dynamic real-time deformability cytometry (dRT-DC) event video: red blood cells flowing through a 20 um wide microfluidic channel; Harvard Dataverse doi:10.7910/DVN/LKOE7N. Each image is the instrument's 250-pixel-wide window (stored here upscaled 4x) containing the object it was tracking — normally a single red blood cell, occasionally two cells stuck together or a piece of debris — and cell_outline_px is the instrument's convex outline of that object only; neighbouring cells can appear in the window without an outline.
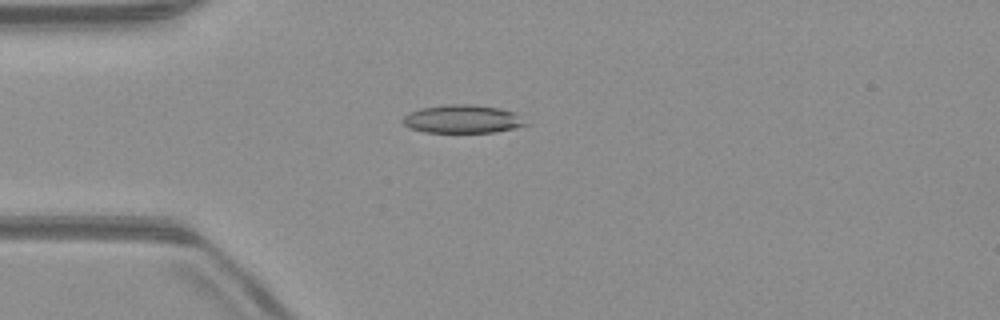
{"species": "common noctule bat (a hibernating species)", "species_latin": "Nyctalus noctula", "temperature_condition": "warm", "stored_images_in_passage": 39, "camera_frame_rate_fps": 3000, "um_per_image_px": 0.085, "animal": {"sex": "male", "body_mass_g": 23.1, "forearm_length_mm": 52.7}, "frame": {"image": 1, "passage_image": 1, "time_ms": 0.0, "image_size_px": [1000, 320], "cell_outline_px": [[532, 124], [492, 132], [424, 132], [412, 128], [404, 124], [404, 116], [408, 112], [420, 108], [452, 104], [468, 104], [500, 108], [512, 112]], "centroid_in_image_um": [39.32, 10.11], "position_along_channel_um": 45.7, "area_um2": 19.94}}
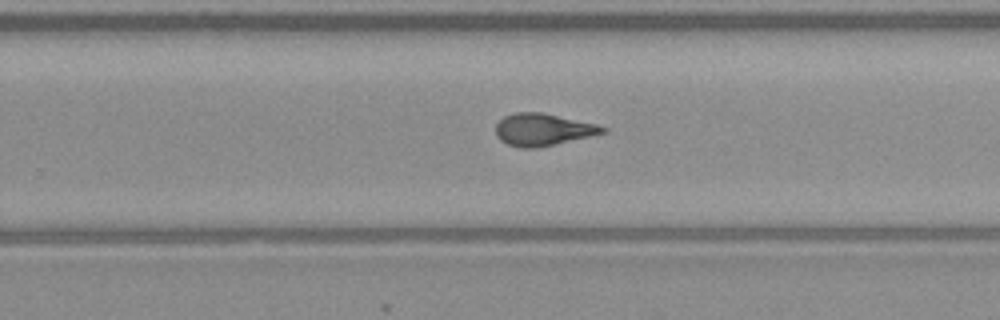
{"frame": {"image": 2, "passage_image": 20, "time_ms": 6.333, "image_size_px": [1000, 320], "cell_outline_px": [[608, 132], [536, 148], [520, 148], [508, 144], [500, 140], [496, 136], [496, 124], [504, 116], [516, 112], [540, 112], [596, 124], [608, 128]], "centroid_in_image_um": [46.13, 11.02], "position_along_channel_um": 283.7, "area_um2": 19.88}}
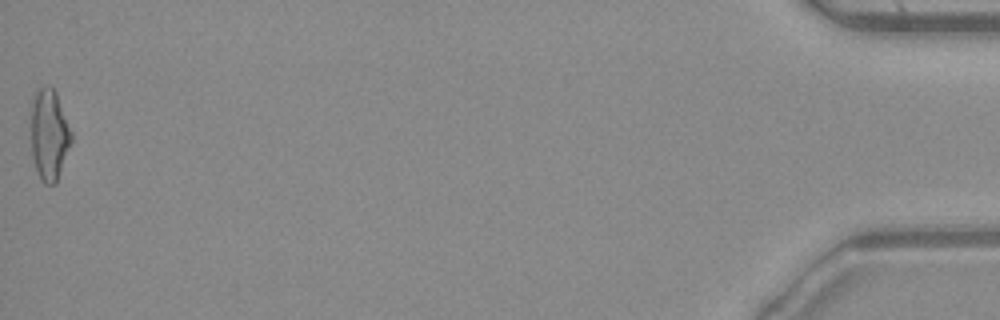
{"frame": {"image": 3, "passage_image": 39, "time_ms": 12.667, "image_size_px": [1000, 320], "cell_outline_px": [[72, 140], [56, 184], [44, 184], [40, 180], [32, 156], [28, 104], [32, 96], [40, 88], [52, 88], [56, 92], [72, 132]], "centroid_in_image_um": [4.13, 11.43], "position_along_channel_um": 431.1, "area_um2": 22.02}, "authors_computed_cell_mechanics": {"area_um2": 19.941, "velocity_mm_per_s": 4.0116, "shape_relaxation_time_tau1_ms": 5.3312, "shape_relaxation_time_tau2_ms": 1.6109, "deformation_change_tau1": 0.204, "deformation_change_tau2": 0.1037}}